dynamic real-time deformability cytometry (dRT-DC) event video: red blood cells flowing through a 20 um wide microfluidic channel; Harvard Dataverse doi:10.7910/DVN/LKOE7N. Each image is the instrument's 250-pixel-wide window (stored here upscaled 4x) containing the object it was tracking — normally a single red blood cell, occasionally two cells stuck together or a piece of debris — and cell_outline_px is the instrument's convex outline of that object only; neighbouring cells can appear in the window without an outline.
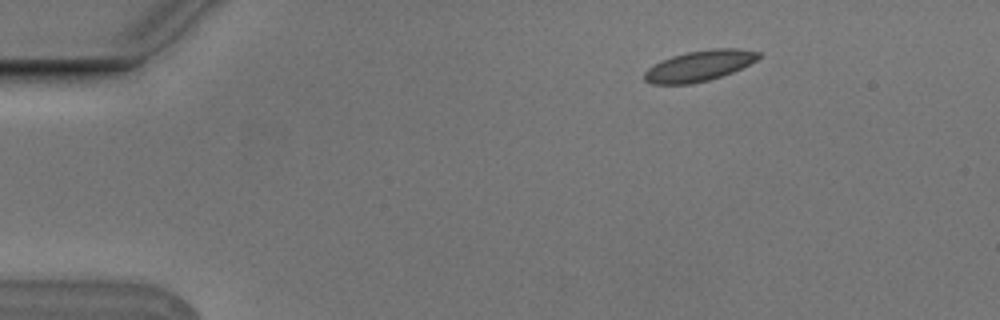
{"species": "Egyptian fruit bat (a non-hibernating species)", "species_latin": "Rousettus aegyptiacus", "temperature_condition": "cold", "stored_images_in_passage": 3, "camera_frame_rate_fps": 3000, "um_per_image_px": 0.085, "animal": {"sex": "male"}, "frame": {"image": 1, "passage_image": 1, "time_ms": 0.0, "image_size_px": [1000, 320], "cell_outline_px": [[760, 56], [756, 60], [732, 72], [708, 80], [692, 84], [652, 84], [644, 80], [644, 72], [648, 68], [660, 60], [672, 56], [688, 52], [712, 48], [736, 48], [760, 52]], "centroid_in_image_um": [59.4, 5.59], "position_along_channel_um": 25.6, "area_um2": 20.29}}